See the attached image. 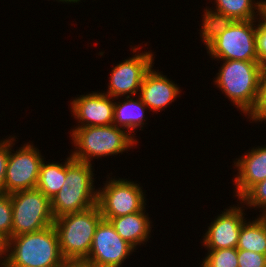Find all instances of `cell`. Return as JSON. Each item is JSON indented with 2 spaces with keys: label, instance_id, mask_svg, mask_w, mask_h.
<instances>
[{
  "label": "cell",
  "instance_id": "f1b7e54d",
  "mask_svg": "<svg viewBox=\"0 0 266 267\" xmlns=\"http://www.w3.org/2000/svg\"><path fill=\"white\" fill-rule=\"evenodd\" d=\"M8 239L0 233V267H4L7 261Z\"/></svg>",
  "mask_w": 266,
  "mask_h": 267
},
{
  "label": "cell",
  "instance_id": "4fadbf2b",
  "mask_svg": "<svg viewBox=\"0 0 266 267\" xmlns=\"http://www.w3.org/2000/svg\"><path fill=\"white\" fill-rule=\"evenodd\" d=\"M114 100L115 98L99 91L75 97L70 102V109L72 116L78 121L76 127L113 124Z\"/></svg>",
  "mask_w": 266,
  "mask_h": 267
},
{
  "label": "cell",
  "instance_id": "4316f807",
  "mask_svg": "<svg viewBox=\"0 0 266 267\" xmlns=\"http://www.w3.org/2000/svg\"><path fill=\"white\" fill-rule=\"evenodd\" d=\"M238 267H266V255L238 249Z\"/></svg>",
  "mask_w": 266,
  "mask_h": 267
},
{
  "label": "cell",
  "instance_id": "f546056e",
  "mask_svg": "<svg viewBox=\"0 0 266 267\" xmlns=\"http://www.w3.org/2000/svg\"><path fill=\"white\" fill-rule=\"evenodd\" d=\"M64 267H87L84 264H75V263H68L67 265H65Z\"/></svg>",
  "mask_w": 266,
  "mask_h": 267
},
{
  "label": "cell",
  "instance_id": "ffe728a7",
  "mask_svg": "<svg viewBox=\"0 0 266 267\" xmlns=\"http://www.w3.org/2000/svg\"><path fill=\"white\" fill-rule=\"evenodd\" d=\"M214 2L215 11L231 17L234 21L256 20L264 8L263 0L256 2L255 0H214Z\"/></svg>",
  "mask_w": 266,
  "mask_h": 267
},
{
  "label": "cell",
  "instance_id": "cb8c5ba5",
  "mask_svg": "<svg viewBox=\"0 0 266 267\" xmlns=\"http://www.w3.org/2000/svg\"><path fill=\"white\" fill-rule=\"evenodd\" d=\"M12 201L10 194H0V233L7 239L12 237Z\"/></svg>",
  "mask_w": 266,
  "mask_h": 267
},
{
  "label": "cell",
  "instance_id": "1f68e13d",
  "mask_svg": "<svg viewBox=\"0 0 266 267\" xmlns=\"http://www.w3.org/2000/svg\"><path fill=\"white\" fill-rule=\"evenodd\" d=\"M263 217H264V219L266 220V212L265 213H262L261 214Z\"/></svg>",
  "mask_w": 266,
  "mask_h": 267
},
{
  "label": "cell",
  "instance_id": "8992f818",
  "mask_svg": "<svg viewBox=\"0 0 266 267\" xmlns=\"http://www.w3.org/2000/svg\"><path fill=\"white\" fill-rule=\"evenodd\" d=\"M12 237L41 231L54 224L51 201L37 188L10 194Z\"/></svg>",
  "mask_w": 266,
  "mask_h": 267
},
{
  "label": "cell",
  "instance_id": "4dcf8cb0",
  "mask_svg": "<svg viewBox=\"0 0 266 267\" xmlns=\"http://www.w3.org/2000/svg\"><path fill=\"white\" fill-rule=\"evenodd\" d=\"M56 1L64 2V3H65V2H66V3H69V2H70V3H75V2L78 3V2H80V0H56Z\"/></svg>",
  "mask_w": 266,
  "mask_h": 267
},
{
  "label": "cell",
  "instance_id": "9a60e30c",
  "mask_svg": "<svg viewBox=\"0 0 266 267\" xmlns=\"http://www.w3.org/2000/svg\"><path fill=\"white\" fill-rule=\"evenodd\" d=\"M234 162L238 172L234 178L235 197L240 200L254 185L266 179V145L251 148Z\"/></svg>",
  "mask_w": 266,
  "mask_h": 267
},
{
  "label": "cell",
  "instance_id": "44dd1931",
  "mask_svg": "<svg viewBox=\"0 0 266 267\" xmlns=\"http://www.w3.org/2000/svg\"><path fill=\"white\" fill-rule=\"evenodd\" d=\"M207 8L202 15L203 23L199 33L206 47L234 22L231 17L212 10L211 7Z\"/></svg>",
  "mask_w": 266,
  "mask_h": 267
},
{
  "label": "cell",
  "instance_id": "ac0fdd59",
  "mask_svg": "<svg viewBox=\"0 0 266 267\" xmlns=\"http://www.w3.org/2000/svg\"><path fill=\"white\" fill-rule=\"evenodd\" d=\"M237 249L266 255V220L262 215L253 221L243 222Z\"/></svg>",
  "mask_w": 266,
  "mask_h": 267
},
{
  "label": "cell",
  "instance_id": "5bb4252c",
  "mask_svg": "<svg viewBox=\"0 0 266 267\" xmlns=\"http://www.w3.org/2000/svg\"><path fill=\"white\" fill-rule=\"evenodd\" d=\"M152 68L146 73L143 79L139 97L148 107V110L160 112L180 96L181 90L174 81H170L166 75Z\"/></svg>",
  "mask_w": 266,
  "mask_h": 267
},
{
  "label": "cell",
  "instance_id": "9c48e42d",
  "mask_svg": "<svg viewBox=\"0 0 266 267\" xmlns=\"http://www.w3.org/2000/svg\"><path fill=\"white\" fill-rule=\"evenodd\" d=\"M14 138L10 136V154L4 180V193L7 194L36 188L40 166L45 159L30 142L16 151L12 150L16 142Z\"/></svg>",
  "mask_w": 266,
  "mask_h": 267
},
{
  "label": "cell",
  "instance_id": "3957f363",
  "mask_svg": "<svg viewBox=\"0 0 266 267\" xmlns=\"http://www.w3.org/2000/svg\"><path fill=\"white\" fill-rule=\"evenodd\" d=\"M70 133L75 147L71 153L72 158L88 164H92L91 161L96 157L123 154L138 143L136 136H132L126 129L114 124L75 127L70 130Z\"/></svg>",
  "mask_w": 266,
  "mask_h": 267
},
{
  "label": "cell",
  "instance_id": "d6986e66",
  "mask_svg": "<svg viewBox=\"0 0 266 267\" xmlns=\"http://www.w3.org/2000/svg\"><path fill=\"white\" fill-rule=\"evenodd\" d=\"M62 163H46L43 160L40 166L36 188L50 200L60 191L66 181L67 159Z\"/></svg>",
  "mask_w": 266,
  "mask_h": 267
},
{
  "label": "cell",
  "instance_id": "7a4b0ae2",
  "mask_svg": "<svg viewBox=\"0 0 266 267\" xmlns=\"http://www.w3.org/2000/svg\"><path fill=\"white\" fill-rule=\"evenodd\" d=\"M222 61L214 84L247 116L256 107L264 67L258 61Z\"/></svg>",
  "mask_w": 266,
  "mask_h": 267
},
{
  "label": "cell",
  "instance_id": "83f0119b",
  "mask_svg": "<svg viewBox=\"0 0 266 267\" xmlns=\"http://www.w3.org/2000/svg\"><path fill=\"white\" fill-rule=\"evenodd\" d=\"M9 154L10 137L0 141V194L4 193V180Z\"/></svg>",
  "mask_w": 266,
  "mask_h": 267
},
{
  "label": "cell",
  "instance_id": "7402d4cb",
  "mask_svg": "<svg viewBox=\"0 0 266 267\" xmlns=\"http://www.w3.org/2000/svg\"><path fill=\"white\" fill-rule=\"evenodd\" d=\"M238 249L223 248L208 250L201 267H238Z\"/></svg>",
  "mask_w": 266,
  "mask_h": 267
},
{
  "label": "cell",
  "instance_id": "484cf974",
  "mask_svg": "<svg viewBox=\"0 0 266 267\" xmlns=\"http://www.w3.org/2000/svg\"><path fill=\"white\" fill-rule=\"evenodd\" d=\"M248 116V119L250 118L252 122H266V67L261 74L259 97L256 107Z\"/></svg>",
  "mask_w": 266,
  "mask_h": 267
},
{
  "label": "cell",
  "instance_id": "6da1fadb",
  "mask_svg": "<svg viewBox=\"0 0 266 267\" xmlns=\"http://www.w3.org/2000/svg\"><path fill=\"white\" fill-rule=\"evenodd\" d=\"M67 264L54 225L8 239L4 267H64Z\"/></svg>",
  "mask_w": 266,
  "mask_h": 267
},
{
  "label": "cell",
  "instance_id": "2e32d148",
  "mask_svg": "<svg viewBox=\"0 0 266 267\" xmlns=\"http://www.w3.org/2000/svg\"><path fill=\"white\" fill-rule=\"evenodd\" d=\"M146 210H141L126 216L109 218L118 235L134 248L145 244L151 237L152 222Z\"/></svg>",
  "mask_w": 266,
  "mask_h": 267
},
{
  "label": "cell",
  "instance_id": "277c9868",
  "mask_svg": "<svg viewBox=\"0 0 266 267\" xmlns=\"http://www.w3.org/2000/svg\"><path fill=\"white\" fill-rule=\"evenodd\" d=\"M92 164L67 157V175L60 191L50 200L54 219L88 210L98 203Z\"/></svg>",
  "mask_w": 266,
  "mask_h": 267
},
{
  "label": "cell",
  "instance_id": "30bf717a",
  "mask_svg": "<svg viewBox=\"0 0 266 267\" xmlns=\"http://www.w3.org/2000/svg\"><path fill=\"white\" fill-rule=\"evenodd\" d=\"M134 250L108 220L102 219L96 227L89 255L82 264L87 267H121Z\"/></svg>",
  "mask_w": 266,
  "mask_h": 267
},
{
  "label": "cell",
  "instance_id": "7c38bea8",
  "mask_svg": "<svg viewBox=\"0 0 266 267\" xmlns=\"http://www.w3.org/2000/svg\"><path fill=\"white\" fill-rule=\"evenodd\" d=\"M240 204L233 207L230 205L212 220L202 239L204 247L208 250L237 248L241 227L246 220L245 211L242 209L245 206H242V202Z\"/></svg>",
  "mask_w": 266,
  "mask_h": 267
},
{
  "label": "cell",
  "instance_id": "8fae6325",
  "mask_svg": "<svg viewBox=\"0 0 266 267\" xmlns=\"http://www.w3.org/2000/svg\"><path fill=\"white\" fill-rule=\"evenodd\" d=\"M133 48L132 57L123 60L111 70L107 95L119 99V97H132L139 94L141 84L146 73L153 67V52L139 53L138 45Z\"/></svg>",
  "mask_w": 266,
  "mask_h": 267
},
{
  "label": "cell",
  "instance_id": "5b68a950",
  "mask_svg": "<svg viewBox=\"0 0 266 267\" xmlns=\"http://www.w3.org/2000/svg\"><path fill=\"white\" fill-rule=\"evenodd\" d=\"M103 219L99 206L54 220L60 250L67 263L82 264L88 257L97 225Z\"/></svg>",
  "mask_w": 266,
  "mask_h": 267
},
{
  "label": "cell",
  "instance_id": "e0dca14e",
  "mask_svg": "<svg viewBox=\"0 0 266 267\" xmlns=\"http://www.w3.org/2000/svg\"><path fill=\"white\" fill-rule=\"evenodd\" d=\"M135 99V97H126L120 102H114L113 111V124L126 129L132 136L135 135V130L143 128L146 121L145 109H148L139 95Z\"/></svg>",
  "mask_w": 266,
  "mask_h": 267
},
{
  "label": "cell",
  "instance_id": "603a6c76",
  "mask_svg": "<svg viewBox=\"0 0 266 267\" xmlns=\"http://www.w3.org/2000/svg\"><path fill=\"white\" fill-rule=\"evenodd\" d=\"M242 204L252 208H262L266 212V179L254 185L240 200Z\"/></svg>",
  "mask_w": 266,
  "mask_h": 267
},
{
  "label": "cell",
  "instance_id": "52a82bcc",
  "mask_svg": "<svg viewBox=\"0 0 266 267\" xmlns=\"http://www.w3.org/2000/svg\"><path fill=\"white\" fill-rule=\"evenodd\" d=\"M256 20L234 21L205 49L216 60L258 61Z\"/></svg>",
  "mask_w": 266,
  "mask_h": 267
},
{
  "label": "cell",
  "instance_id": "ba28073f",
  "mask_svg": "<svg viewBox=\"0 0 266 267\" xmlns=\"http://www.w3.org/2000/svg\"><path fill=\"white\" fill-rule=\"evenodd\" d=\"M102 188H98V203L104 220L126 216L146 209L145 193L134 181L108 177Z\"/></svg>",
  "mask_w": 266,
  "mask_h": 267
},
{
  "label": "cell",
  "instance_id": "d4e9b609",
  "mask_svg": "<svg viewBox=\"0 0 266 267\" xmlns=\"http://www.w3.org/2000/svg\"><path fill=\"white\" fill-rule=\"evenodd\" d=\"M257 18L256 46L258 62L266 67V10L263 8Z\"/></svg>",
  "mask_w": 266,
  "mask_h": 267
}]
</instances>
